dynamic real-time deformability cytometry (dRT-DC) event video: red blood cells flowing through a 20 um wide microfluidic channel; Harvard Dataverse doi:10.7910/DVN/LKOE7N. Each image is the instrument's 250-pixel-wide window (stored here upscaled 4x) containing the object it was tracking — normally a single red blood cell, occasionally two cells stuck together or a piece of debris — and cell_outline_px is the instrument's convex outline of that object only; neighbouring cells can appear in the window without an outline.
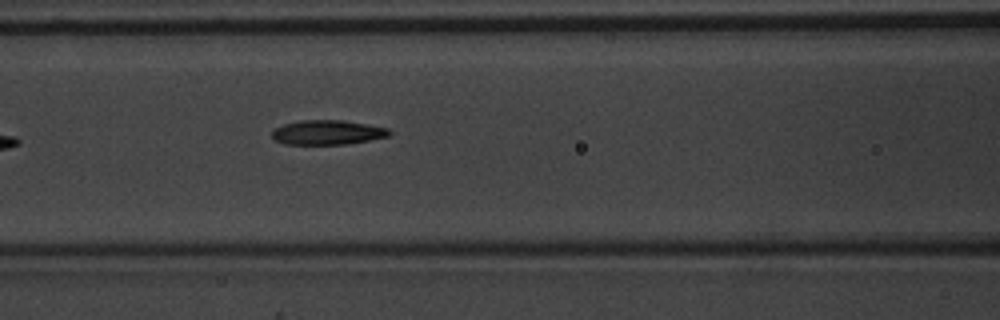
{"species": "common noctule bat (a hibernating species)", "species_latin": "Nyctalus noctula", "temperature_condition": "warm", "stored_images_in_passage": 9, "segment_of_instrument_passage": [1, 2], "camera_frame_rate_fps": 3000, "um_per_image_px": 0.085, "animal": {"sex": "male", "body_mass_g": 20.1, "forearm_length_mm": 53.5}, "frame": {"image": 1, "passage_image": 8, "time_ms": 2.333, "image_size_px": [1000, 320], "cell_outline_px": [[392, 132], [388, 136], [348, 144], [284, 144], [276, 140], [272, 136], [272, 132], [276, 128], [284, 124], [300, 120], [344, 120], [368, 124], [388, 128]], "centroid_in_image_um": [27.85, 11.25], "position_along_channel_um": 138.7, "area_um2": 16.7}}